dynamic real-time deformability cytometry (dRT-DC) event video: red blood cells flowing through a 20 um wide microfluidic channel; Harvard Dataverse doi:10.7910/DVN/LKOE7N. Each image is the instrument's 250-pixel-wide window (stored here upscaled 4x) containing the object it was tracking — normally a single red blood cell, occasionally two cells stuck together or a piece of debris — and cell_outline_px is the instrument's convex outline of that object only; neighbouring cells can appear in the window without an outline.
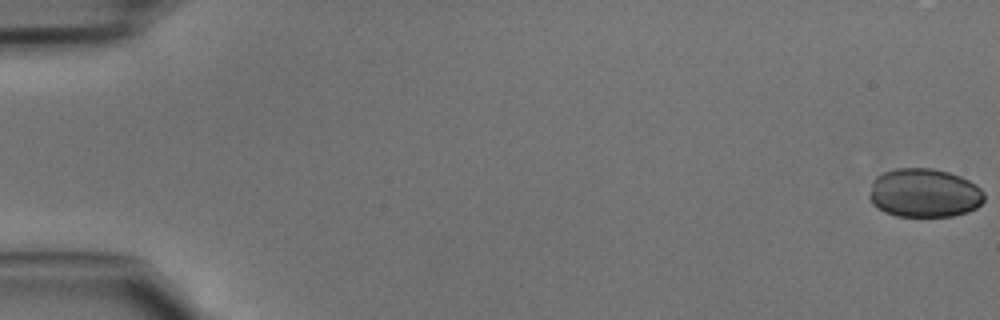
{"species": "common noctule bat (a hibernating species)", "species_latin": "Nyctalus noctula", "temperature_condition": "cold", "stored_images_in_passage": 8, "camera_frame_rate_fps": 3000, "um_per_image_px": 0.085, "animal": {"sex": "male", "body_mass_g": 15.6}, "frame": {"image": 1, "passage_image": 1, "time_ms": 0.0, "image_size_px": [1000, 320], "cell_outline_px": [[984, 200], [976, 208], [968, 212], [952, 216], [896, 216], [884, 212], [872, 204], [868, 196], [872, 180], [876, 176], [884, 172], [896, 168], [932, 168], [948, 172], [960, 176], [976, 184], [984, 192]], "centroid_in_image_um": [78.54, 16.4], "position_along_channel_um": 6.5, "area_um2": 32.95}}